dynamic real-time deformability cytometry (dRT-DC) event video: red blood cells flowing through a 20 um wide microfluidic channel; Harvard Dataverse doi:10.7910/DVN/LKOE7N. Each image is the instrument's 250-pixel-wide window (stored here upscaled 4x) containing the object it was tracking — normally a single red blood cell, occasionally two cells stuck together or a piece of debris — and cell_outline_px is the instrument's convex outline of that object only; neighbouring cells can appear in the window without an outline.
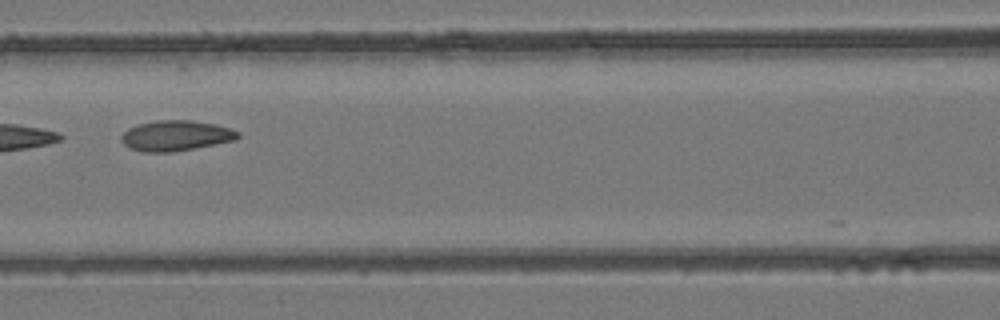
{"species": "common noctule bat (a hibernating species)", "species_latin": "Nyctalus noctula", "temperature_condition": "room temperature", "stored_images_in_passage": 5, "camera_frame_rate_fps": 3000, "um_per_image_px": 0.085, "animal": {"sex": "female", "body_mass_g": 24.6, "forearm_length_mm": 56.2}, "frame": {"image": 1, "passage_image": 5, "time_ms": 1.333, "image_size_px": [1000, 320], "cell_outline_px": [[240, 136], [236, 140], [172, 152], [144, 152], [128, 148], [120, 140], [120, 136], [128, 128], [140, 124], [156, 120], [192, 120], [216, 124], [240, 132]], "centroid_in_image_um": [14.93, 11.53], "position_along_channel_um": 151.7, "area_um2": 20.69}}